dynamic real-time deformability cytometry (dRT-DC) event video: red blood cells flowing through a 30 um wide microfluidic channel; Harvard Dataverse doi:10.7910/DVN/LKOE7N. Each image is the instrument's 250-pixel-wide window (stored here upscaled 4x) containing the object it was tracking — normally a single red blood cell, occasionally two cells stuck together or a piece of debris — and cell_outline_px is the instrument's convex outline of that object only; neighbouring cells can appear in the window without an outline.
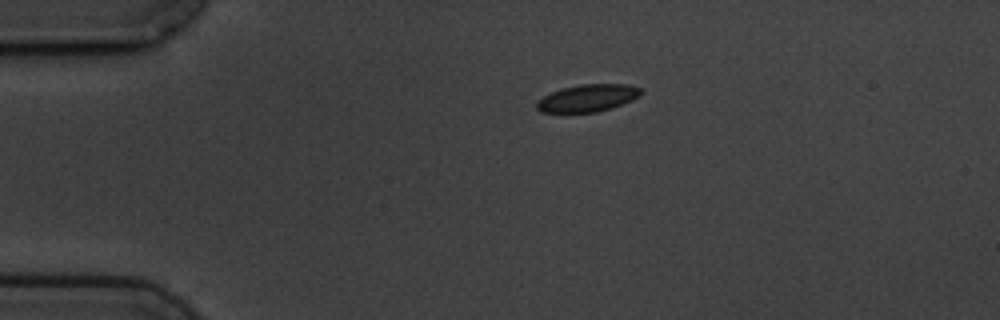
{"species": "common noctule bat (a hibernating species)", "species_latin": "Nyctalus noctula", "temperature_condition": "cold", "stored_images_in_passage": 5, "camera_frame_rate_fps": 3000, "um_per_image_px": 0.085, "animal": {"sex": "male", "body_mass_g": 19.5, "forearm_length_mm": 54.6}, "frame": {"image": 1, "passage_image": 1, "time_ms": 0.0, "image_size_px": [1000, 320], "cell_outline_px": [[644, 92], [640, 96], [632, 100], [596, 112], [540, 112], [536, 108], [536, 100], [560, 88], [580, 84], [628, 84], [640, 88]], "centroid_in_image_um": [49.94, 8.32], "position_along_channel_um": 35.1, "area_um2": 16.53}}
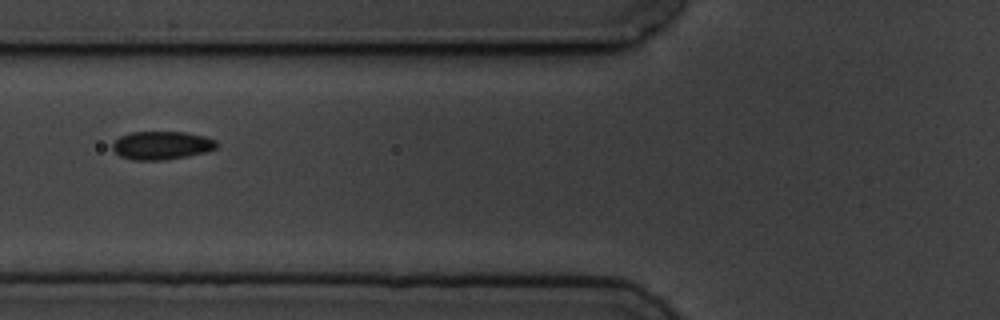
{"frame": {"image": 2, "passage_image": 4, "time_ms": 3.333, "image_size_px": [1000, 320], "cell_outline_px": [[220, 144], [216, 148], [204, 152], [188, 156], [164, 160], [132, 160], [120, 156], [112, 148], [112, 144], [120, 136], [132, 132], [184, 132], [204, 136], [216, 140]], "centroid_in_image_um": [13.75, 12.36], "position_along_channel_um": 112.0, "area_um2": 17.17}}
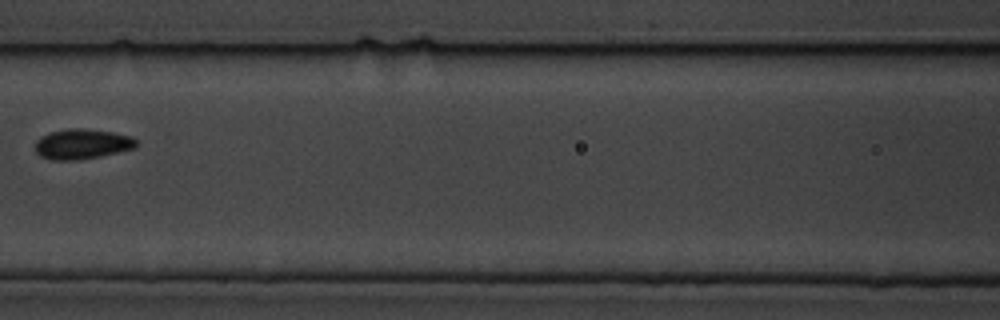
{"frame": {"image": 3, "passage_image": 5, "time_ms": 4.667, "image_size_px": [1000, 320], "cell_outline_px": [[136, 144], [132, 148], [100, 156], [76, 160], [52, 160], [40, 156], [36, 152], [36, 140], [40, 136], [52, 132], [72, 128], [84, 128], [112, 132], [132, 136], [136, 140]], "centroid_in_image_um": [6.94, 12.24], "position_along_channel_um": 159.7, "area_um2": 17.51}}